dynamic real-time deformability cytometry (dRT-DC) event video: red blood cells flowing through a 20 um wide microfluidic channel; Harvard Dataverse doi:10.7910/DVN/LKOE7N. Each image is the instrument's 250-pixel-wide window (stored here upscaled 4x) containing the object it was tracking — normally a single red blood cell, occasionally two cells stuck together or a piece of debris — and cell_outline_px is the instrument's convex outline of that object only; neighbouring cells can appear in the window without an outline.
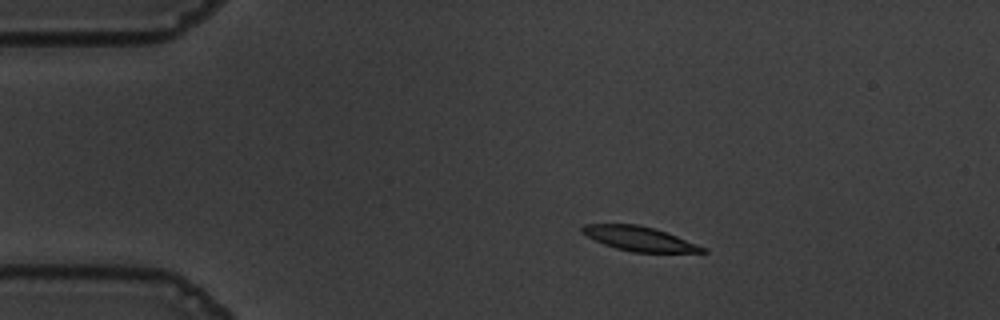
{"species": "common noctule bat (a hibernating species)", "species_latin": "Nyctalus noctula", "temperature_condition": "warm", "stored_images_in_passage": 47, "camera_frame_rate_fps": 3000, "um_per_image_px": 0.085, "animal": {"sex": "male", "body_mass_g": 19.5, "forearm_length_mm": 54.6}, "frame": {"image": 1, "passage_image": 1, "time_ms": 0.0, "image_size_px": [1000, 320], "cell_outline_px": [[708, 252], [632, 252], [616, 248], [604, 244], [580, 232], [580, 228], [584, 224], [640, 224], [676, 236], [708, 248]], "centroid_in_image_um": [54.33, 20.29], "position_along_channel_um": 30.7, "area_um2": 16.94}}
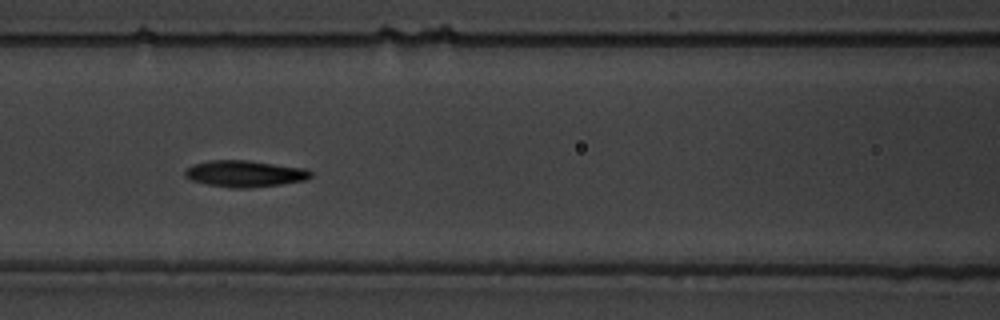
{"frame": {"image": 2, "passage_image": 15, "time_ms": 4.667, "image_size_px": [1000, 320], "cell_outline_px": [[312, 176], [304, 180], [280, 184], [248, 188], [232, 188], [208, 184], [192, 180], [184, 176], [184, 172], [192, 164], [208, 160], [248, 160], [308, 168], [312, 172]], "centroid_in_image_um": [20.82, 14.75], "position_along_channel_um": 145.8, "area_um2": 19.48}}
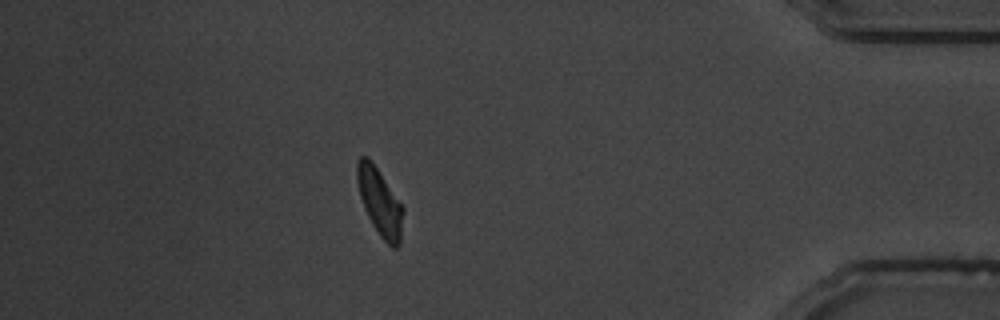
{"frame": {"image": 3, "passage_image": 40, "time_ms": 13.0, "image_size_px": [1000, 320], "cell_outline_px": [[404, 212], [400, 244], [396, 248], [392, 248], [380, 236], [372, 224], [364, 208], [360, 196], [356, 180], [356, 160], [360, 156], [368, 156], [372, 160], [404, 208]], "centroid_in_image_um": [32.27, 17.15], "position_along_channel_um": 402.9, "area_um2": 18.21}, "authors_computed_cell_mechanics": {"area_um2": 18.3804, "velocity_mm_per_s": 3.5947, "shape_relaxation_time_tau1_ms": 3.3183, "shape_relaxation_time_tau2_ms": 5.6941, "deformation_change_tau1": 0.1416, "deformation_change_tau2": 0.1201}}